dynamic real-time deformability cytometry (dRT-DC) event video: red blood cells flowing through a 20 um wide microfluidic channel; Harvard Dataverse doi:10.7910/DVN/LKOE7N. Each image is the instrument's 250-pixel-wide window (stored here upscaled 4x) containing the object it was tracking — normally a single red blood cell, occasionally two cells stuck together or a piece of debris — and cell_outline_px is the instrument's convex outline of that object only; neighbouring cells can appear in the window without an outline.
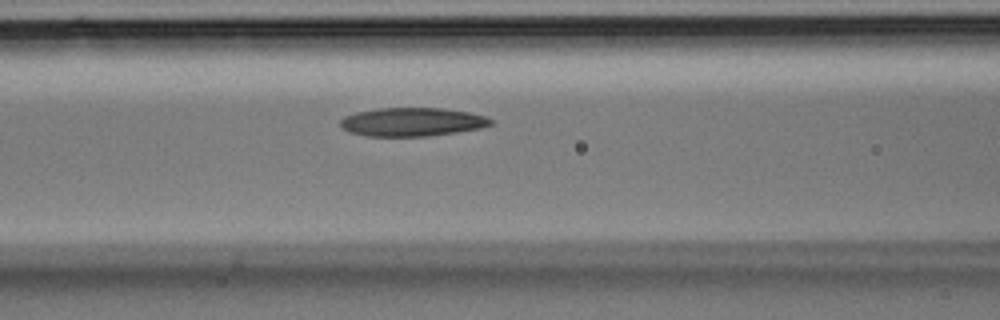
{"species": "Egyptian fruit bat (a non-hibernating species)", "species_latin": "Rousettus aegyptiacus", "temperature_condition": "room temperature", "stored_images_in_passage": 11, "camera_frame_rate_fps": 3000, "um_per_image_px": 0.085, "animal": {"sex": "male"}, "frame": {"image": 1, "passage_image": 10, "time_ms": 3.0, "image_size_px": [1000, 320], "cell_outline_px": [[492, 124], [480, 128], [456, 132], [428, 136], [368, 136], [348, 132], [340, 124], [340, 120], [344, 116], [356, 112], [376, 108], [440, 108], [468, 112], [484, 116], [492, 120]], "centroid_in_image_um": [34.99, 10.36], "position_along_channel_um": 131.6, "area_um2": 24.91}}